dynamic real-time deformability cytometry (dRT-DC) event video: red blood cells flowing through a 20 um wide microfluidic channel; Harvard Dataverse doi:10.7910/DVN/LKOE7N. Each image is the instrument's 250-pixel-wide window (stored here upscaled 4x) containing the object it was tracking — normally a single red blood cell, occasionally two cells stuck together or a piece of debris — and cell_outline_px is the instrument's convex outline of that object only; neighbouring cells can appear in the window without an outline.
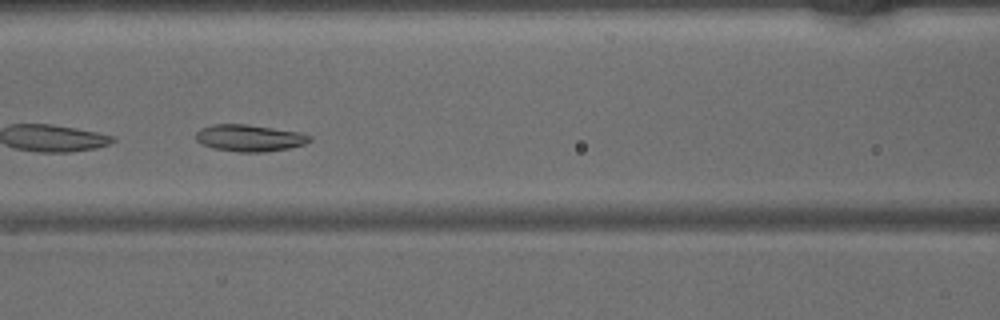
{"species": "common noctule bat (a hibernating species)", "species_latin": "Nyctalus noctula", "temperature_condition": "warm", "stored_images_in_passage": 47, "camera_frame_rate_fps": 3000, "um_per_image_px": 0.085, "animal": {"sex": "male", "body_mass_g": 15.6}, "frame": {"image": 1, "passage_image": 21, "time_ms": 6.667, "image_size_px": [1000, 320], "cell_outline_px": [[312, 140], [304, 144], [288, 148], [264, 152], [236, 152], [216, 148], [200, 144], [196, 140], [196, 132], [200, 128], [212, 124], [248, 124], [300, 132], [312, 136]], "centroid_in_image_um": [21.2, 11.72], "position_along_channel_um": 145.4, "area_um2": 17.86}}
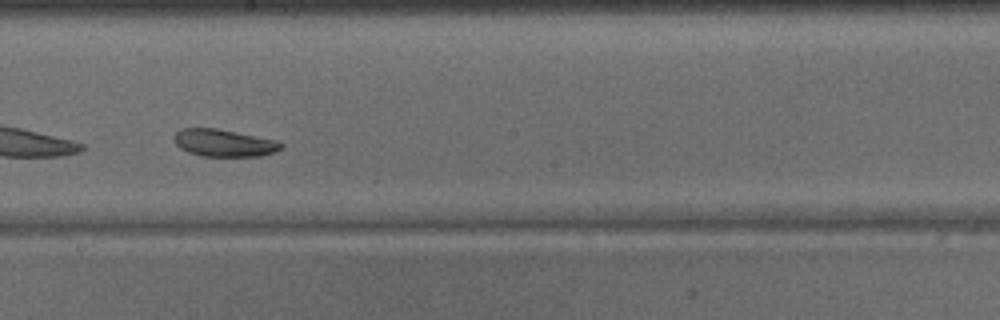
{"frame": {"image": 2, "passage_image": 27, "time_ms": 8.667, "image_size_px": [1000, 320], "cell_outline_px": [[284, 144], [276, 152], [260, 156], [200, 156], [188, 152], [180, 148], [176, 144], [172, 136], [180, 128], [216, 128], [276, 140]], "centroid_in_image_um": [19.0, 12.15], "position_along_channel_um": 229.2, "area_um2": 17.05}}
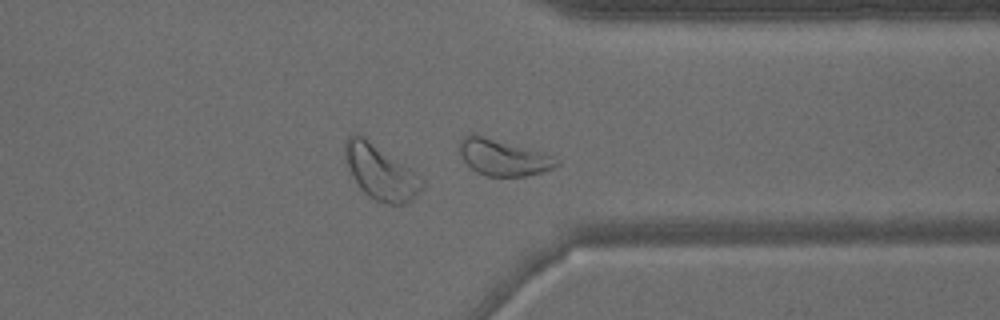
{"frame": {"image": 3, "passage_image": 37, "time_ms": 12.0, "image_size_px": [1000, 320], "cell_outline_px": [[560, 164], [544, 172], [524, 176], [488, 176], [476, 172], [464, 160], [460, 152], [460, 140], [464, 136], [472, 132], [544, 152], [560, 160]], "centroid_in_image_um": [42.79, 13.36], "position_along_channel_um": 368.6, "area_um2": 20.69}}